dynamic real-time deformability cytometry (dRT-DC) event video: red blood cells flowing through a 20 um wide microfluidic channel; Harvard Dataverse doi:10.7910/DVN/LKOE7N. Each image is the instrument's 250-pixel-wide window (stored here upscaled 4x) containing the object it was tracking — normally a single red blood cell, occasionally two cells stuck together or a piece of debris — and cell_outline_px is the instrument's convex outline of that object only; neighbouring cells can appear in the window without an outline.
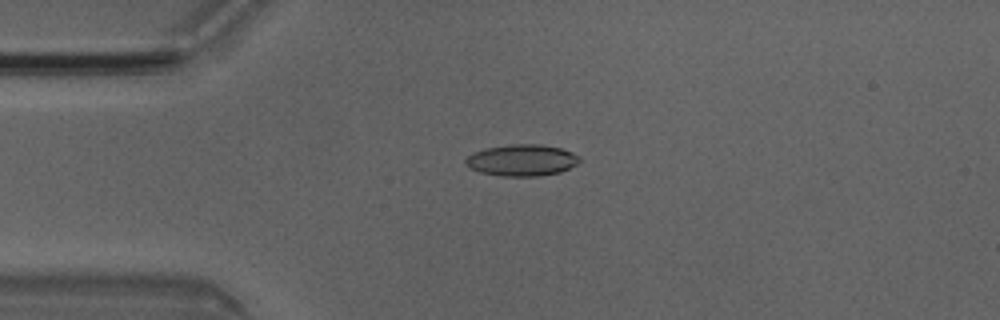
{"species": "Egyptian fruit bat (a non-hibernating species)", "species_latin": "Rousettus aegyptiacus", "temperature_condition": "room temperature", "stored_images_in_passage": 7, "camera_frame_rate_fps": 3000, "um_per_image_px": 0.085, "animal": {"sex": "male"}, "frame": {"image": 1, "passage_image": 4, "time_ms": 1.0, "image_size_px": [1000, 320], "cell_outline_px": [[580, 160], [576, 164], [560, 172], [540, 176], [500, 176], [480, 172], [468, 168], [464, 164], [464, 160], [468, 156], [476, 152], [488, 148], [512, 144], [540, 144], [560, 148], [572, 152], [580, 156]], "centroid_in_image_um": [44.35, 13.63], "position_along_channel_um": 40.7, "area_um2": 20.87}}